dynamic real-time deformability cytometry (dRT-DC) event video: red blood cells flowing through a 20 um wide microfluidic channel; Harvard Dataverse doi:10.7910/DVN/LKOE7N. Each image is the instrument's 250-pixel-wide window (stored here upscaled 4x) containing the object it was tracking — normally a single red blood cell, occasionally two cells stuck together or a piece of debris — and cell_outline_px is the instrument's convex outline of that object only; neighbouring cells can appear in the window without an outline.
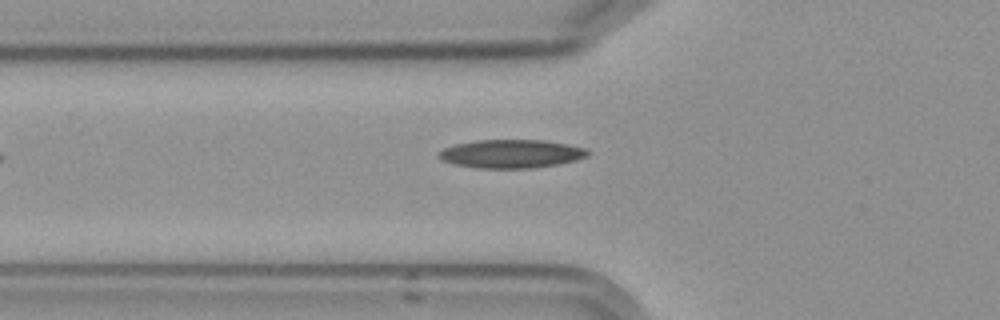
{"species": "Egyptian fruit bat (a non-hibernating species)", "species_latin": "Rousettus aegyptiacus", "temperature_condition": "cold", "stored_images_in_passage": 4, "camera_frame_rate_fps": 3000, "um_per_image_px": 0.085, "frame": {"image": 1, "passage_image": 4, "time_ms": 3.333, "image_size_px": [1000, 320], "cell_outline_px": [[592, 152], [588, 156], [576, 160], [560, 164], [532, 168], [476, 168], [452, 164], [436, 156], [444, 148], [456, 144], [476, 140], [544, 140], [568, 144], [588, 148]], "centroid_in_image_um": [43.51, 13.07], "position_along_channel_um": 82.3, "area_um2": 24.91}}